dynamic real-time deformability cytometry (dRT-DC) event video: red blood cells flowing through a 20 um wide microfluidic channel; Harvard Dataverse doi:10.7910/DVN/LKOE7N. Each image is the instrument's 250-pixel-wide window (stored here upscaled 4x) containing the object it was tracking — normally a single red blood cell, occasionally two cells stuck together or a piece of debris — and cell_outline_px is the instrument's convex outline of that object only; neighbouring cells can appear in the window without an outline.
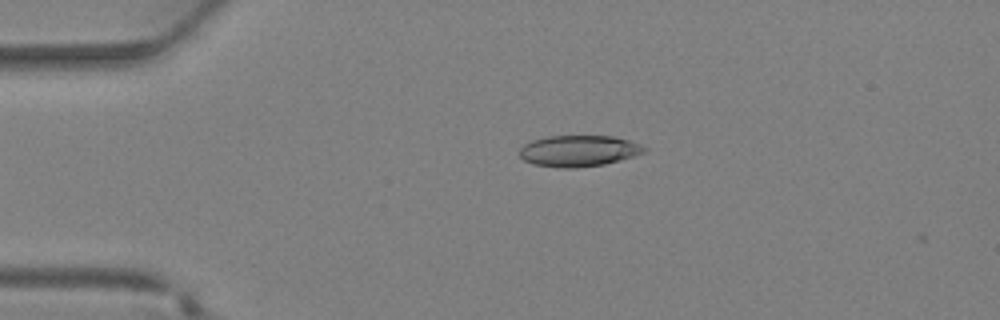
{"species": "Egyptian fruit bat (a non-hibernating species)", "species_latin": "Rousettus aegyptiacus", "temperature_condition": "warm", "stored_images_in_passage": 5, "camera_frame_rate_fps": 3000, "um_per_image_px": 0.085, "animal": {"sex": "female"}, "frame": {"image": 1, "passage_image": 2, "time_ms": 0.333, "image_size_px": [1000, 320], "cell_outline_px": [[648, 148], [644, 152], [620, 160], [604, 164], [576, 168], [560, 168], [532, 164], [524, 160], [520, 156], [520, 148], [524, 144], [532, 140], [548, 136], [612, 136], [628, 140]], "centroid_in_image_um": [49.15, 12.83], "position_along_channel_um": 35.8, "area_um2": 22.6}}